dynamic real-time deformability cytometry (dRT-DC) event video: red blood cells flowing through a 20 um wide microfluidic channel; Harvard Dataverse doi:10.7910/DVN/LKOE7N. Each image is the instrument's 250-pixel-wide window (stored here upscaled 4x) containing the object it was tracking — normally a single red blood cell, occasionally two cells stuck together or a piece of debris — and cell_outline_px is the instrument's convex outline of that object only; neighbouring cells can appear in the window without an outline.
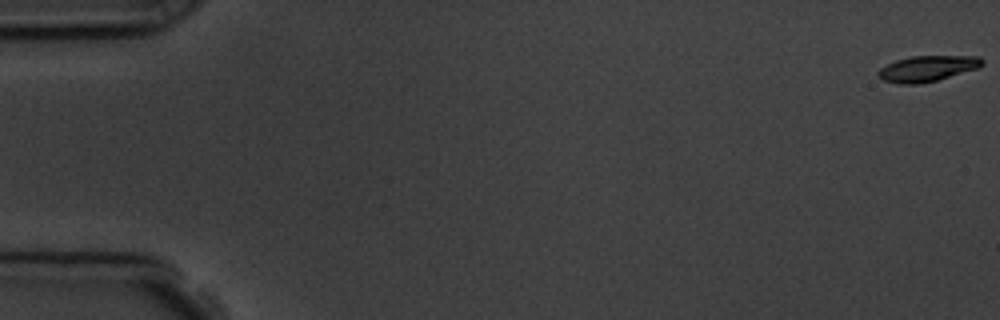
{"species": "common noctule bat (a hibernating species)", "species_latin": "Nyctalus noctula", "temperature_condition": "room temperature", "stored_images_in_passage": 4, "camera_frame_rate_fps": 3000, "um_per_image_px": 0.085, "animal": {"sex": "male", "body_mass_g": 19.5, "forearm_length_mm": 54.6}, "frame": {"image": 1, "passage_image": 1, "time_ms": 0.0, "image_size_px": [1000, 320], "cell_outline_px": [[984, 64], [980, 68], [936, 80], [920, 84], [900, 84], [880, 80], [876, 72], [880, 68], [896, 60], [912, 56], [980, 56], [984, 60]], "centroid_in_image_um": [78.83, 5.83], "position_along_channel_um": 6.2, "area_um2": 15.78}}